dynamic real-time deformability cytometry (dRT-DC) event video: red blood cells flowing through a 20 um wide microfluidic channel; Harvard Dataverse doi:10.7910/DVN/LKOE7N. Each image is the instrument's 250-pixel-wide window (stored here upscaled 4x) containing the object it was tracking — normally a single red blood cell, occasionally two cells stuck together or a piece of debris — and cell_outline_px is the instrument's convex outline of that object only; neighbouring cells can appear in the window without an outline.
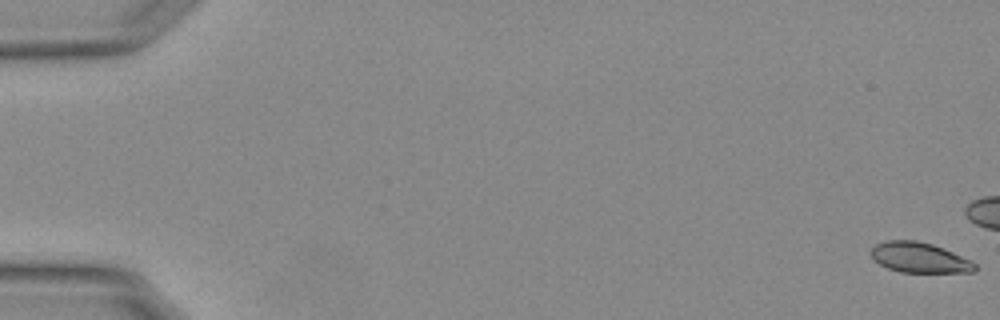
{"species": "Egyptian fruit bat (a non-hibernating species)", "species_latin": "Rousettus aegyptiacus", "temperature_condition": "warm", "stored_images_in_passage": 19, "camera_frame_rate_fps": 3000, "um_per_image_px": 0.085, "animal": {"sex": "female"}, "frame": {"image": 1, "passage_image": 1, "time_ms": 0.0, "image_size_px": [1000, 320], "cell_outline_px": [[976, 268], [972, 272], [900, 272], [888, 268], [872, 260], [868, 252], [876, 244], [888, 240], [916, 240], [932, 244], [944, 248], [972, 260], [976, 264]], "centroid_in_image_um": [78.12, 21.89], "position_along_channel_um": 6.9, "area_um2": 18.5}}